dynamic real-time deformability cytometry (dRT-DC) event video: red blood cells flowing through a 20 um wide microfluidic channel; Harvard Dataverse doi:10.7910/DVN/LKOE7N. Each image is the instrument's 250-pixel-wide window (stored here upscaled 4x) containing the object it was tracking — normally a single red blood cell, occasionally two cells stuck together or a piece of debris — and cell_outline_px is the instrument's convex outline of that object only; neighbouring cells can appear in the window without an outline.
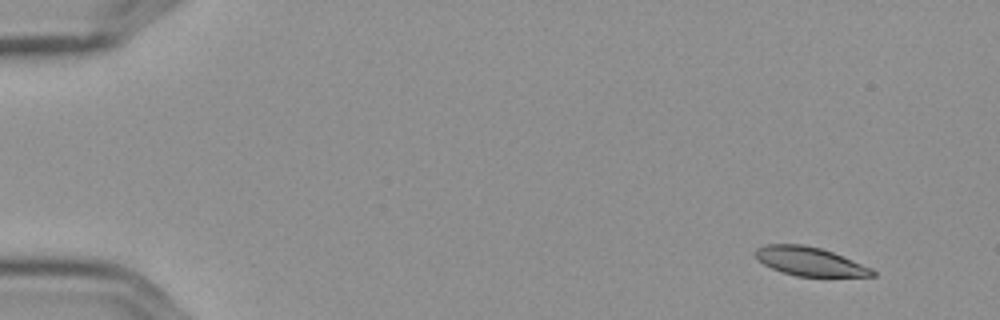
{"species": "Egyptian fruit bat (a non-hibernating species)", "species_latin": "Rousettus aegyptiacus", "temperature_condition": "cold", "stored_images_in_passage": 6, "camera_frame_rate_fps": 3000, "um_per_image_px": 0.085, "frame": {"image": 1, "passage_image": 1, "time_ms": 0.0, "image_size_px": [1000, 320], "cell_outline_px": [[876, 276], [796, 276], [772, 268], [764, 264], [752, 252], [756, 248], [764, 244], [804, 244], [820, 248], [832, 252], [872, 268], [876, 272]], "centroid_in_image_um": [68.81, 22.21], "position_along_channel_um": 16.2, "area_um2": 19.42}}
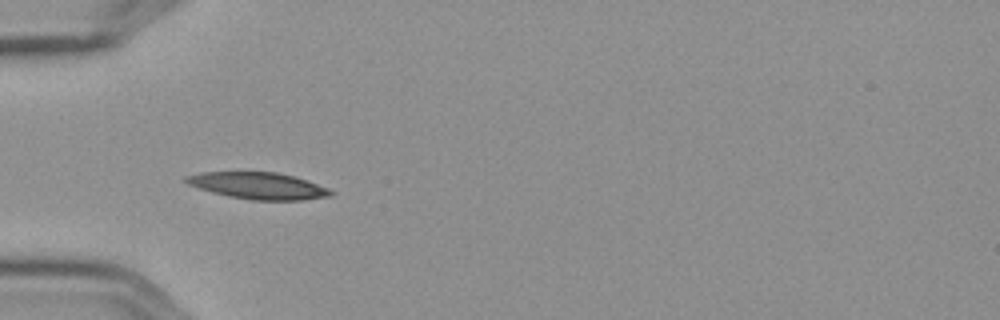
{"frame": {"image": 2, "passage_image": 5, "time_ms": 1.333, "image_size_px": [1000, 320], "cell_outline_px": [[336, 192], [332, 196], [300, 200], [252, 200], [228, 196], [212, 192], [188, 184], [184, 180], [184, 176], [200, 172], [276, 172], [292, 176], [328, 188]], "centroid_in_image_um": [21.94, 15.79], "position_along_channel_um": 63.1, "area_um2": 22.37}}
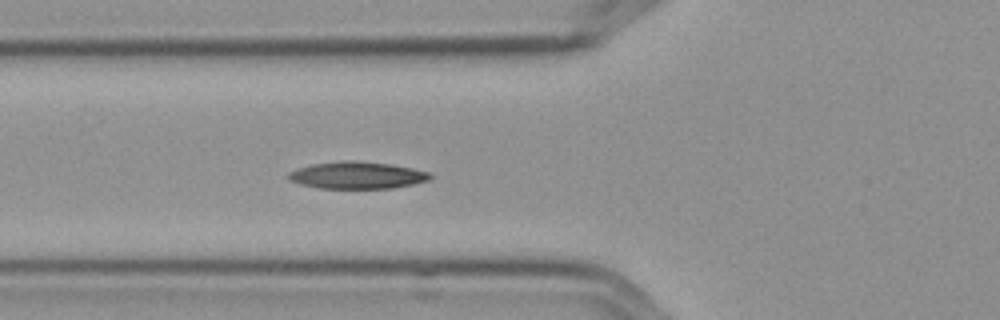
{"frame": {"image": 3, "passage_image": 6, "time_ms": 1.667, "image_size_px": [1000, 320], "cell_outline_px": [[432, 176], [428, 180], [412, 184], [392, 188], [320, 188], [300, 184], [288, 180], [284, 176], [288, 172], [296, 168], [312, 164], [344, 160], [356, 160], [392, 164], [412, 168], [428, 172]], "centroid_in_image_um": [30.28, 14.88], "position_along_channel_um": 95.5, "area_um2": 22.48}}